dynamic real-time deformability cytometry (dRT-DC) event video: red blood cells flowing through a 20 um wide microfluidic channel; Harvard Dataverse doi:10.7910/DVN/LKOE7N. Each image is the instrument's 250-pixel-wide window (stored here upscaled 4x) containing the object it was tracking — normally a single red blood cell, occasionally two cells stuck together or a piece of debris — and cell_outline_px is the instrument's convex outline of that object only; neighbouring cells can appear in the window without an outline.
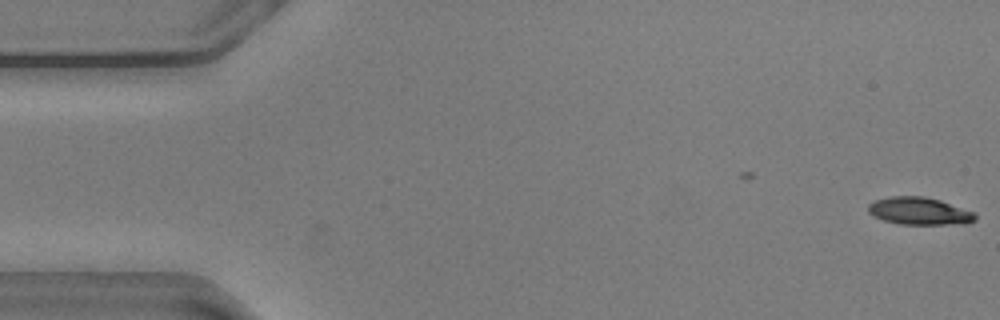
{"species": "common noctule bat (a hibernating species)", "species_latin": "Nyctalus noctula", "temperature_condition": "warm", "stored_images_in_passage": 51, "camera_frame_rate_fps": 3000, "um_per_image_px": 0.085, "animal": {"sex": "male", "body_mass_g": 20.5, "forearm_length_mm": 52.5}, "frame": {"image": 1, "passage_image": 1, "time_ms": 0.0, "image_size_px": [1000, 320], "cell_outline_px": [[976, 220], [968, 224], [900, 224], [884, 220], [872, 216], [868, 212], [868, 204], [876, 200], [888, 196], [924, 196], [940, 200], [976, 212]], "centroid_in_image_um": [78.17, 17.94], "position_along_channel_um": 6.8, "area_um2": 17.34}}
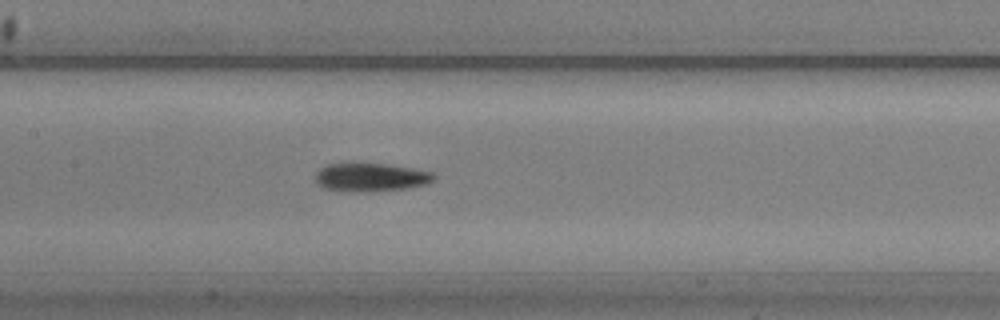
{"frame": {"image": 2, "passage_image": 26, "time_ms": 8.333, "image_size_px": [1000, 320], "cell_outline_px": [[436, 180], [428, 184], [408, 188], [372, 192], [352, 192], [320, 188], [316, 184], [316, 172], [320, 168], [328, 164], [384, 164], [412, 168], [432, 172], [436, 176]], "centroid_in_image_um": [31.53, 15.09], "position_along_channel_um": 175.9, "area_um2": 19.83}}
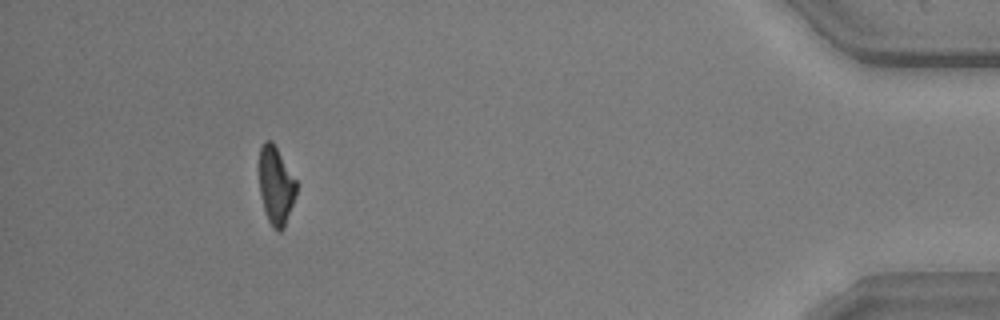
{"frame": {"image": 3, "passage_image": 51, "time_ms": 16.667, "image_size_px": [1000, 320], "cell_outline_px": [[296, 192], [284, 228], [280, 232], [276, 232], [272, 228], [268, 220], [264, 208], [260, 192], [260, 148], [264, 140], [272, 140], [296, 180]], "centroid_in_image_um": [23.45, 15.78], "position_along_channel_um": 411.8, "area_um2": 16.65}, "authors_computed_cell_mechanics": {"area_um2": 18.3804, "velocity_mm_per_s": 3.6184, "shape_relaxation_time_tau1_ms": 4.9251, "shape_relaxation_time_tau2_ms": 5.0437, "deformation_change_tau1": 0.1716, "deformation_change_tau2": 0.129}}